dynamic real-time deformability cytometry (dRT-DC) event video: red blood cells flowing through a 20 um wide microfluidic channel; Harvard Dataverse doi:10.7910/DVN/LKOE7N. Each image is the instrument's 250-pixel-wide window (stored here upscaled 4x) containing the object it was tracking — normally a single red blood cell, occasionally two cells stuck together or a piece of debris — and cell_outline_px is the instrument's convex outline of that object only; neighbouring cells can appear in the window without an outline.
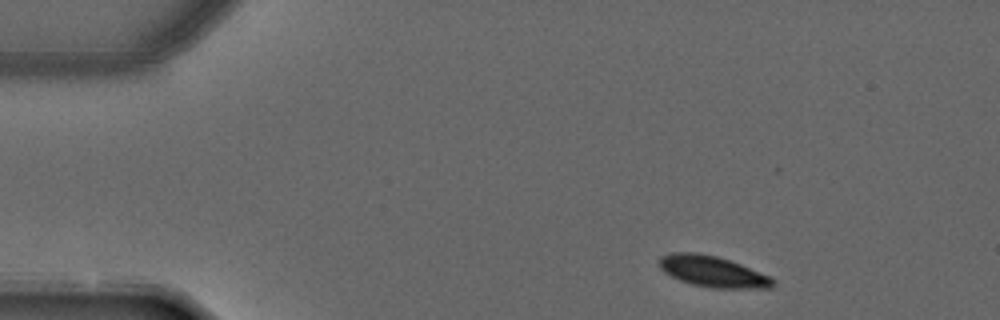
{"species": "common noctule bat (a hibernating species)", "species_latin": "Nyctalus noctula", "temperature_condition": "warm", "stored_images_in_passage": 3, "camera_frame_rate_fps": 3000, "um_per_image_px": 0.085, "animal": {"sex": "male", "forearm_length_mm": 52.5}, "frame": {"image": 1, "passage_image": 1, "time_ms": 0.0, "image_size_px": [1000, 320], "cell_outline_px": [[776, 284], [772, 288], [708, 288], [692, 284], [680, 280], [664, 272], [660, 268], [660, 256], [672, 252], [696, 252], [716, 256], [740, 264], [768, 276], [776, 280]], "centroid_in_image_um": [60.57, 23.08], "position_along_channel_um": 24.4, "area_um2": 20.46}}
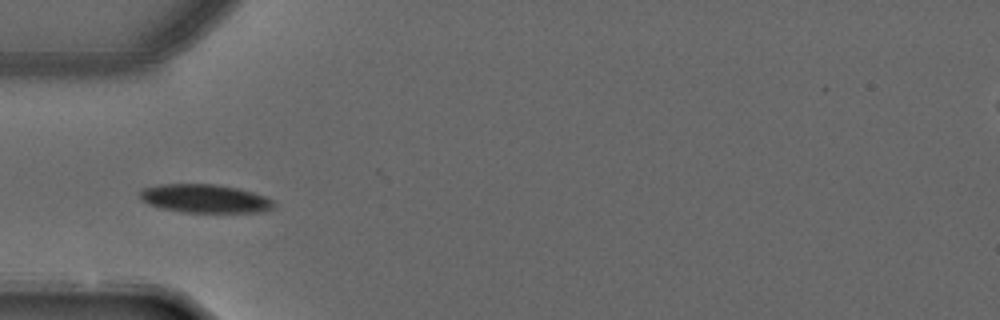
{"frame": {"image": 2, "passage_image": 3, "time_ms": 0.667, "image_size_px": [1000, 320], "cell_outline_px": [[276, 208], [264, 212], [184, 212], [160, 208], [148, 204], [140, 200], [140, 192], [144, 188], [160, 184], [216, 184], [236, 188], [252, 192], [264, 196], [272, 200], [276, 204]], "centroid_in_image_um": [17.43, 16.89], "position_along_channel_um": 67.6, "area_um2": 22.31}}